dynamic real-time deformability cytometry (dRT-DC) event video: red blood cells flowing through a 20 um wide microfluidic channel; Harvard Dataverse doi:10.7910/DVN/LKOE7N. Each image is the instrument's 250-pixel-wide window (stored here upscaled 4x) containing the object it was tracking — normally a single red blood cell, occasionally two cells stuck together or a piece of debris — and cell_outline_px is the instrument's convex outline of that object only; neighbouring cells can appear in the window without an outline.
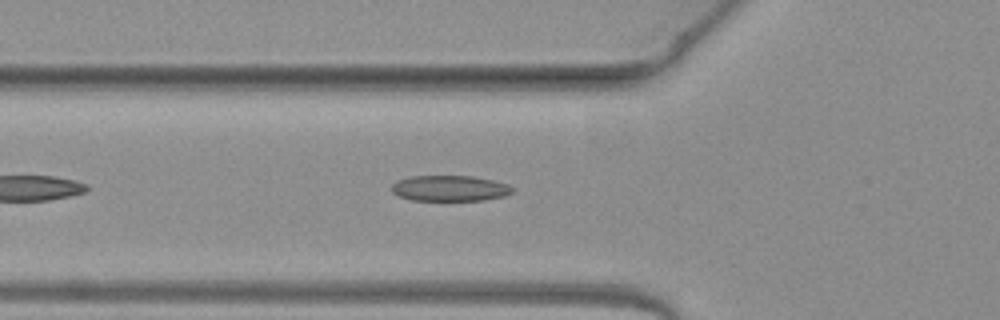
{"species": "common noctule bat (a hibernating species)", "species_latin": "Nyctalus noctula", "temperature_condition": "warm", "stored_images_in_passage": 36, "camera_frame_rate_fps": 3000, "um_per_image_px": 0.085, "animal": {"sex": "female", "body_mass_g": 19.3, "forearm_length_mm": 54.1}, "frame": {"image": 1, "passage_image": 7, "time_ms": 2.0, "image_size_px": [1000, 320], "cell_outline_px": [[512, 192], [504, 196], [484, 200], [412, 200], [396, 196], [392, 192], [392, 184], [396, 180], [412, 176], [472, 176], [492, 180], [508, 184], [512, 188]], "centroid_in_image_um": [38.19, 16.0], "position_along_channel_um": 87.6, "area_um2": 18.09}}
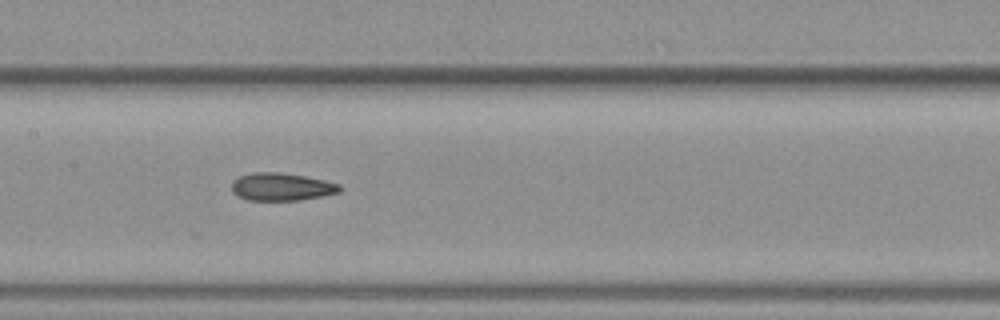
{"frame": {"image": 2, "passage_image": 14, "time_ms": 4.333, "image_size_px": [1000, 320], "cell_outline_px": [[344, 188], [340, 192], [324, 196], [300, 200], [248, 200], [236, 196], [232, 192], [232, 180], [240, 176], [252, 172], [280, 172], [304, 176], [324, 180], [340, 184]], "centroid_in_image_um": [23.94, 15.88], "position_along_channel_um": 183.5, "area_um2": 17.69}}
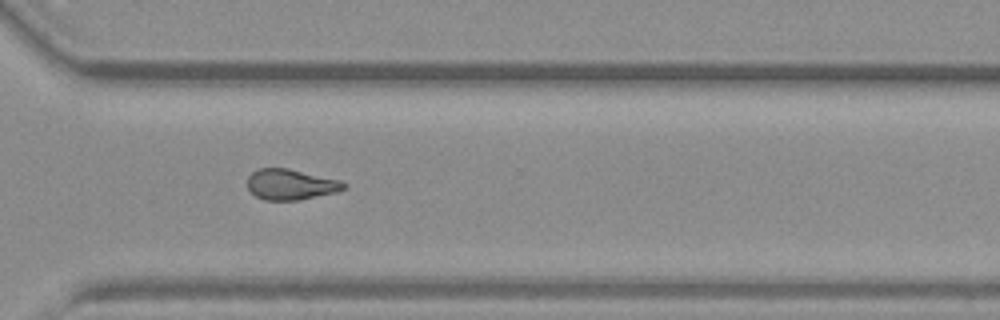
{"frame": {"image": 3, "passage_image": 26, "time_ms": 8.333, "image_size_px": [1000, 320], "cell_outline_px": [[348, 188], [336, 192], [300, 200], [264, 200], [256, 196], [248, 188], [248, 176], [256, 168], [288, 168], [340, 180], [348, 184]], "centroid_in_image_um": [24.73, 15.67], "position_along_channel_um": 345.9, "area_um2": 17.34}, "authors_computed_cell_mechanics": {"area_um2": 17.3689, "velocity_mm_per_s": 4.0624, "shape_relaxation_time_tau1_ms": null, "shape_relaxation_time_tau2_ms": 3.101, "deformation_change_tau1": null, "deformation_change_tau2": 0.1185}}